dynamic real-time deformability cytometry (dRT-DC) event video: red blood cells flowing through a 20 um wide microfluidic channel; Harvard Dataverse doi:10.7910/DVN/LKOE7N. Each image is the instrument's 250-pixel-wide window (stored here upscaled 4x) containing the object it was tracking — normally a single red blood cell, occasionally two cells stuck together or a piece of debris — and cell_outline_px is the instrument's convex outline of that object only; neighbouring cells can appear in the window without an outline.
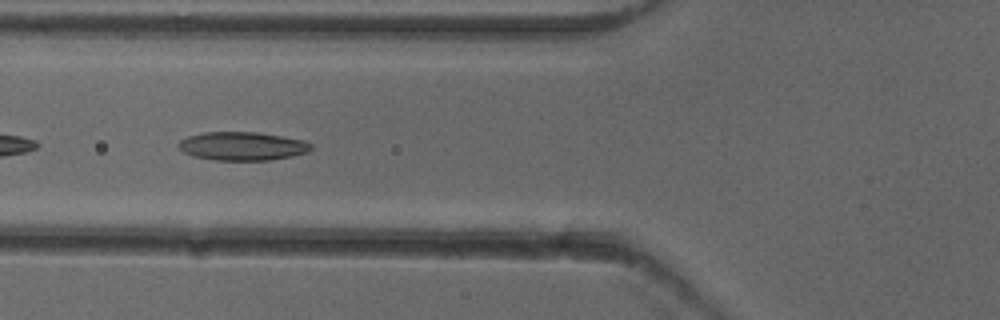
{"species": "common noctule bat (a hibernating species)", "species_latin": "Nyctalus noctula", "temperature_condition": "cold", "stored_images_in_passage": 52, "camera_frame_rate_fps": 3000, "um_per_image_px": 0.085, "animal": {"sex": "female"}, "frame": {"image": 1, "passage_image": 20, "time_ms": 6.333, "image_size_px": [1000, 320], "cell_outline_px": [[312, 148], [308, 152], [292, 156], [272, 160], [216, 160], [192, 156], [184, 152], [176, 144], [180, 140], [188, 136], [204, 132], [260, 132], [304, 140], [312, 144]], "centroid_in_image_um": [20.61, 12.42], "position_along_channel_um": 105.2, "area_um2": 22.14}}
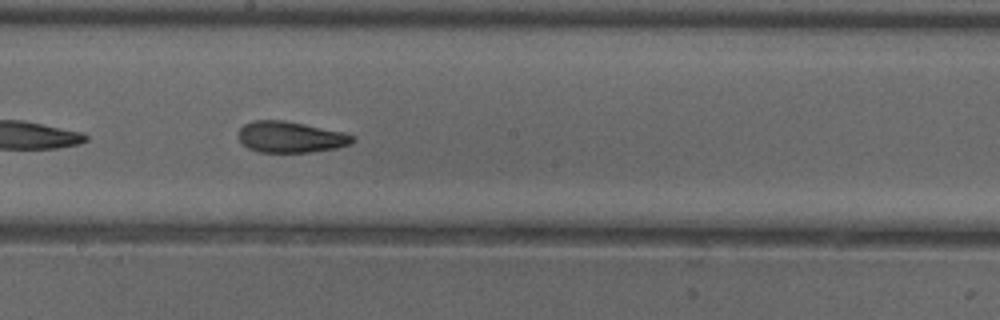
{"frame": {"image": 2, "passage_image": 29, "time_ms": 9.333, "image_size_px": [1000, 320], "cell_outline_px": [[356, 140], [352, 144], [336, 148], [308, 152], [260, 152], [248, 148], [236, 136], [236, 132], [244, 124], [252, 120], [284, 120], [344, 132], [356, 136]], "centroid_in_image_um": [24.7, 11.64], "position_along_channel_um": 223.5, "area_um2": 20.92}}
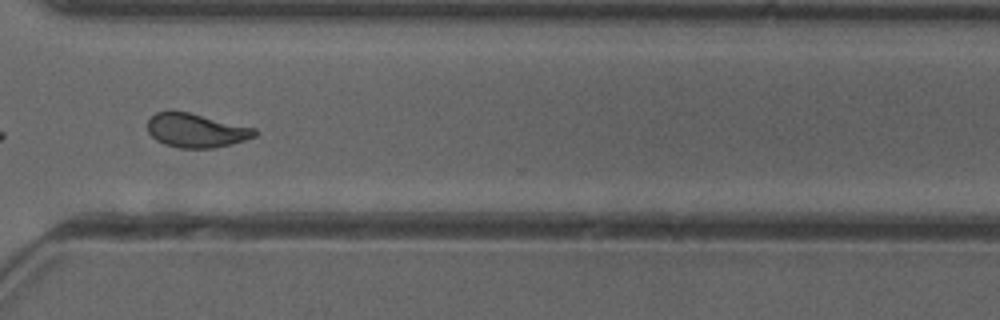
{"frame": {"image": 3, "passage_image": 39, "time_ms": 12.667, "image_size_px": [1000, 320], "cell_outline_px": [[256, 136], [232, 144], [212, 148], [180, 148], [164, 144], [156, 140], [148, 132], [148, 120], [156, 112], [188, 112], [256, 128]], "centroid_in_image_um": [16.68, 11.1], "position_along_channel_um": 353.9, "area_um2": 20.98}, "authors_computed_cell_mechanics": {"area_um2": 21.2415, "velocity_mm_per_s": 3.9207, "shape_relaxation_time_tau1_ms": 5.6981, "shape_relaxation_time_tau2_ms": 1.4581, "deformation_change_tau1": 0.1634, "deformation_change_tau2": 0.0765}}